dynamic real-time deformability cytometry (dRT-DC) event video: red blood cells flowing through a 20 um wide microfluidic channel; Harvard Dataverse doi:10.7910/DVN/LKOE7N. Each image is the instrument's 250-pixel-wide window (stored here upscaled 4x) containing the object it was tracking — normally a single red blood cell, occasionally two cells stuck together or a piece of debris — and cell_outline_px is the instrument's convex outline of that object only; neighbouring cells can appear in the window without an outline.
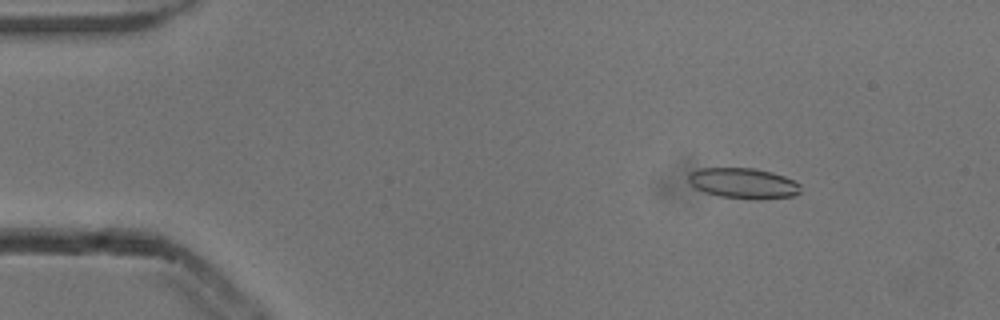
{"species": "common noctule bat (a hibernating species)", "species_latin": "Nyctalus noctula", "temperature_condition": "cold", "stored_images_in_passage": 50, "camera_frame_rate_fps": 3000, "um_per_image_px": 0.085, "animal": {"sex": "male", "body_mass_g": 13.3}, "frame": {"image": 1, "passage_image": 3, "time_ms": 0.667, "image_size_px": [1000, 320], "cell_outline_px": [[800, 192], [792, 196], [760, 200], [756, 200], [720, 196], [704, 192], [696, 188], [688, 180], [688, 176], [692, 172], [700, 168], [756, 168], [772, 172], [784, 176], [800, 184]], "centroid_in_image_um": [63.2, 15.58], "position_along_channel_um": 21.8, "area_um2": 19.94}}
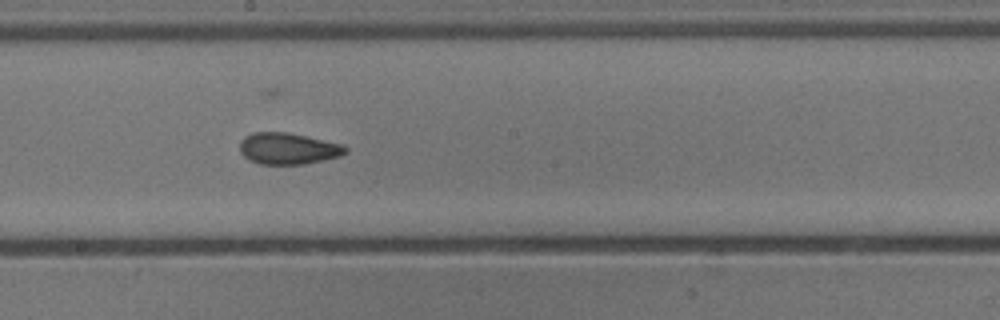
{"frame": {"image": 2, "passage_image": 25, "time_ms": 8.0, "image_size_px": [1000, 320], "cell_outline_px": [[348, 152], [340, 156], [324, 160], [304, 164], [260, 164], [248, 160], [240, 152], [240, 140], [244, 136], [252, 132], [288, 132], [344, 144], [348, 148]], "centroid_in_image_um": [24.49, 12.62], "position_along_channel_um": 223.7, "area_um2": 19.65}}
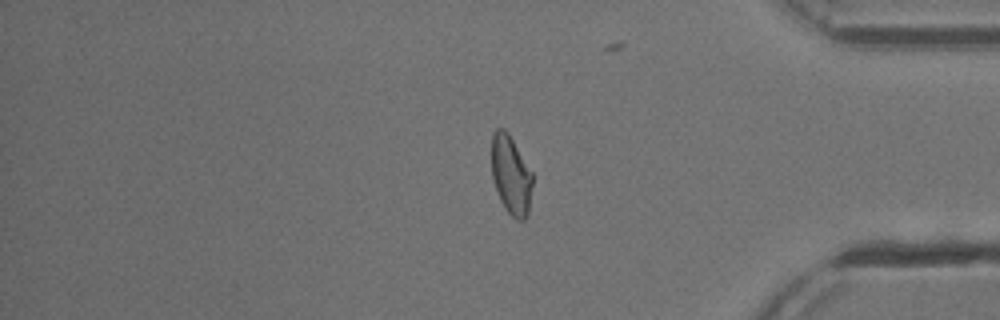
{"frame": {"image": 3, "passage_image": 40, "time_ms": 13.0, "image_size_px": [1000, 320], "cell_outline_px": [[532, 184], [528, 216], [524, 220], [516, 220], [504, 208], [500, 200], [492, 176], [492, 136], [496, 128], [504, 128], [508, 132], [532, 172]], "centroid_in_image_um": [43.43, 14.89], "position_along_channel_um": 391.8, "area_um2": 18.79}, "authors_computed_cell_mechanics": {"area_um2": 19.5075, "velocity_mm_per_s": 3.8666, "shape_relaxation_time_tau1_ms": 6.0206, "shape_relaxation_time_tau2_ms": 1.1073, "deformation_change_tau1": 0.1725, "deformation_change_tau2": 0.0636}}